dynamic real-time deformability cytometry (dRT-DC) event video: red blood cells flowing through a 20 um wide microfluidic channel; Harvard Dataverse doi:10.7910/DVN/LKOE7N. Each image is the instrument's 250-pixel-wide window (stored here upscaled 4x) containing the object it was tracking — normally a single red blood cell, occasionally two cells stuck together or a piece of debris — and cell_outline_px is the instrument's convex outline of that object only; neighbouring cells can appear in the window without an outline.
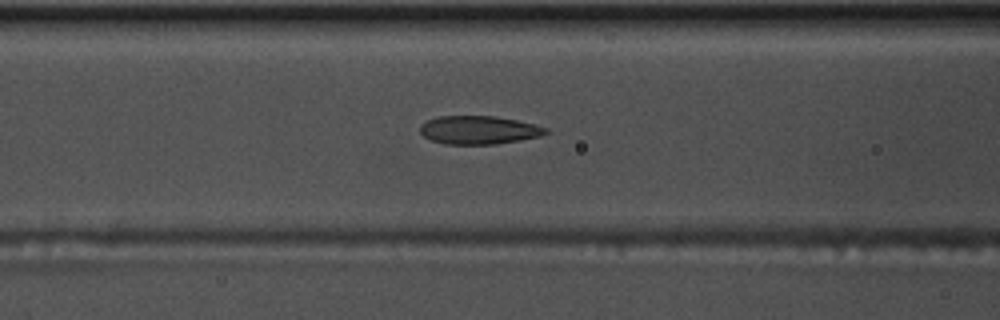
{"species": "common noctule bat (a hibernating species)", "species_latin": "Nyctalus noctula", "temperature_condition": "warm", "stored_images_in_passage": 50, "camera_frame_rate_fps": 3000, "um_per_image_px": 0.085, "animal": {"sex": "male", "body_mass_g": 17.5, "forearm_length_mm": 52.3}, "frame": {"image": 1, "passage_image": 22, "time_ms": 7.0, "image_size_px": [1000, 320], "cell_outline_px": [[548, 132], [540, 136], [520, 140], [496, 144], [444, 144], [432, 140], [424, 136], [420, 132], [420, 124], [428, 120], [440, 116], [496, 116], [516, 120], [548, 128]], "centroid_in_image_um": [40.68, 11.05], "position_along_channel_um": 125.9, "area_um2": 20.63}, "authors_computed_cell_mechanics": {"area_um2": 21.8195, "velocity_mm_per_s": 3.7226, "shape_relaxation_time_tau1_ms": 8.1337, "shape_relaxation_time_tau2_ms": 2.0725, "deformation_change_tau1": 0.2019, "deformation_change_tau2": 0.0883}}